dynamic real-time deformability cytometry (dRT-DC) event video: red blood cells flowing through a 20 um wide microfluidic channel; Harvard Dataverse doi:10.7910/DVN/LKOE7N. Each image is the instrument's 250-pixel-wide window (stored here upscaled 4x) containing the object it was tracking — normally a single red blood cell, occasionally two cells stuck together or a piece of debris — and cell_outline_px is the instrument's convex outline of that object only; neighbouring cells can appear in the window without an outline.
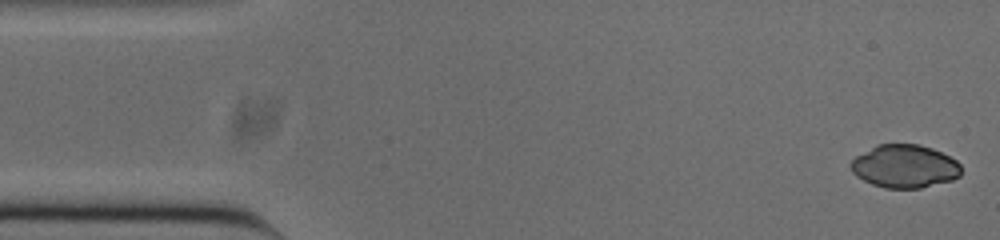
{"species": "common noctule bat (a hibernating species)", "species_latin": "Nyctalus noctula", "temperature_condition": "cold", "stored_images_in_passage": 51, "camera_frame_rate_fps": 3000, "um_per_image_px": 0.085, "animal": {"sex": "male", "body_mass_g": 20.0, "forearm_length_mm": 53.3}, "frame": {"image": 1, "passage_image": 1, "time_ms": 0.0, "image_size_px": [1000, 240], "cell_outline_px": [[960, 176], [952, 180], [920, 188], [884, 188], [872, 184], [856, 176], [852, 172], [848, 164], [856, 156], [876, 144], [920, 144], [932, 148], [956, 160], [960, 164]], "centroid_in_image_um": [76.87, 14.13], "position_along_channel_um": 8.1, "area_um2": 27.8}}
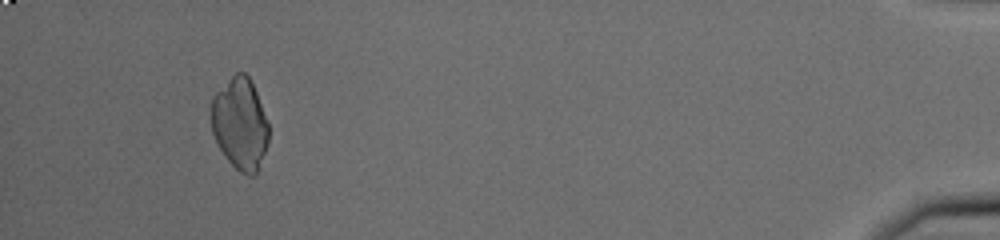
{"frame": {"image": 2, "passage_image": 48, "time_ms": 15.667, "image_size_px": [1000, 240], "cell_outline_px": [[268, 144], [256, 176], [248, 176], [240, 172], [224, 156], [212, 132], [212, 100], [216, 92], [236, 72], [244, 72], [248, 76], [256, 92], [268, 124]], "centroid_in_image_um": [20.42, 10.56], "position_along_channel_um": 414.8, "area_um2": 30.4}}